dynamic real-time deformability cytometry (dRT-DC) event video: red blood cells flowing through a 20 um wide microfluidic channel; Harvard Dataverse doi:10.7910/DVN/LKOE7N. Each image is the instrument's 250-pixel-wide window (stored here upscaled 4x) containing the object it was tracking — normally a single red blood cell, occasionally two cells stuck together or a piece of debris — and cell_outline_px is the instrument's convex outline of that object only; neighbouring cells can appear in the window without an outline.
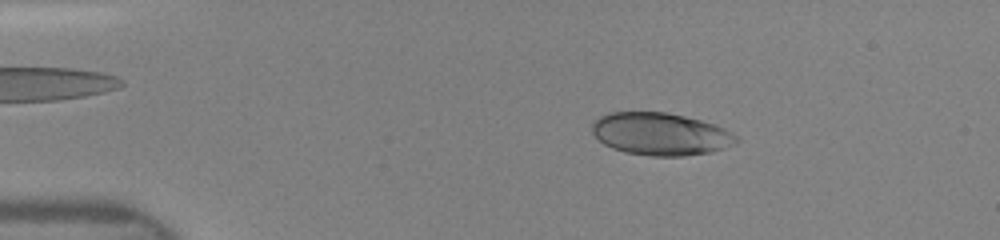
{"species": "human", "species_latin": "Homo sapiens", "temperature_condition": "room temperature", "stored_images_in_passage": 14, "camera_frame_rate_fps": 3000, "um_per_image_px": 0.085, "donor": {"sex": "female"}, "frame": {"image": 1, "passage_image": 6, "time_ms": 2.0, "image_size_px": [1000, 240], "cell_outline_px": [[740, 140], [724, 148], [708, 152], [684, 156], [652, 156], [624, 152], [612, 148], [604, 144], [592, 132], [592, 124], [600, 116], [608, 112], [668, 112], [700, 120], [724, 128], [732, 132]], "centroid_in_image_um": [56.13, 11.39], "position_along_channel_um": 28.9, "area_um2": 35.55}}
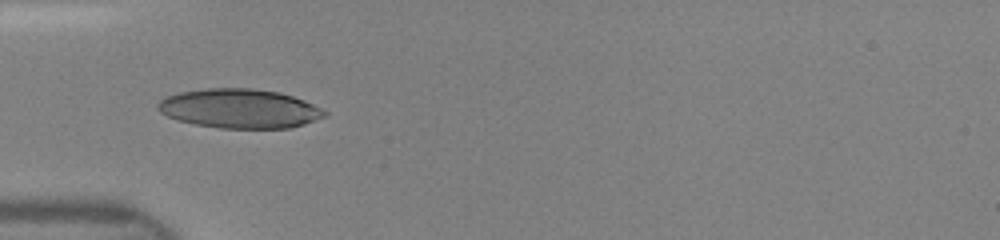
{"frame": {"image": 2, "passage_image": 12, "time_ms": 4.333, "image_size_px": [1000, 240], "cell_outline_px": [[328, 112], [324, 116], [304, 124], [288, 128], [220, 128], [196, 124], [176, 120], [160, 112], [156, 108], [156, 104], [160, 100], [168, 96], [180, 92], [208, 88], [252, 88], [280, 92], [304, 100]], "centroid_in_image_um": [20.34, 9.22], "position_along_channel_um": 64.7, "area_um2": 37.97}}